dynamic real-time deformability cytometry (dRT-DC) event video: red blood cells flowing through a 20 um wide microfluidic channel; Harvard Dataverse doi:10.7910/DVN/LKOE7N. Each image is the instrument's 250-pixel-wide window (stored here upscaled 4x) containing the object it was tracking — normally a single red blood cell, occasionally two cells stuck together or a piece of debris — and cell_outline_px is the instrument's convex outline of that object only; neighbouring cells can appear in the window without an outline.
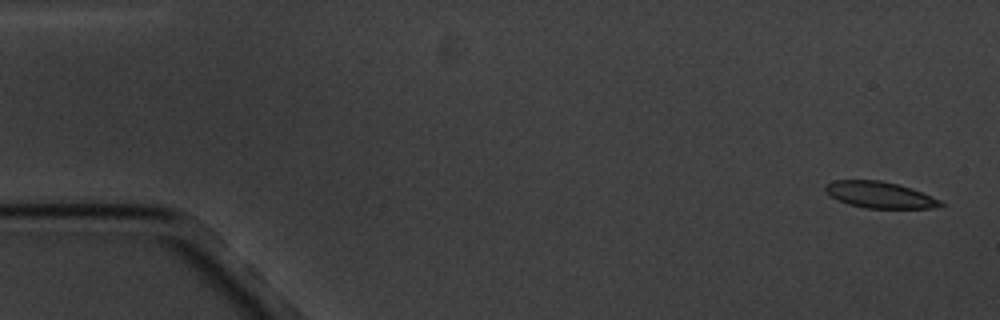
{"species": "common noctule bat (a hibernating species)", "species_latin": "Nyctalus noctula", "temperature_condition": "cold", "stored_images_in_passage": 2, "camera_frame_rate_fps": 3000, "um_per_image_px": 0.085, "animal": {"sex": "male", "body_mass_g": 20.1, "forearm_length_mm": 53.5}, "frame": {"image": 1, "passage_image": 1, "time_ms": 0.0, "image_size_px": [1000, 320], "cell_outline_px": [[944, 204], [932, 208], [864, 208], [848, 204], [832, 196], [824, 188], [832, 180], [880, 180], [912, 188], [940, 200]], "centroid_in_image_um": [74.78, 16.56], "position_along_channel_um": 10.2, "area_um2": 17.4}}